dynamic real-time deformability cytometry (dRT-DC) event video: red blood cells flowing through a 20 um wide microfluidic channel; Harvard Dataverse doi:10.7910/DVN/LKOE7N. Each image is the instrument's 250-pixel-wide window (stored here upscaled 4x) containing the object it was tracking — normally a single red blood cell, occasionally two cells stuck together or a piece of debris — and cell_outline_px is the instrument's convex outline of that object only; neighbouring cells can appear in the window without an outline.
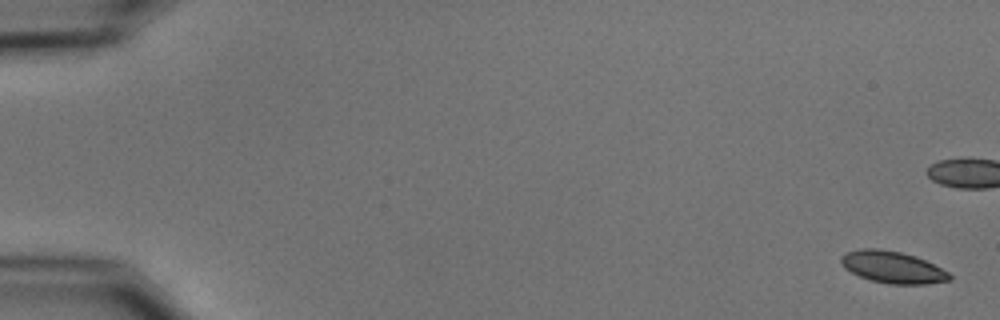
{"species": "common noctule bat (a hibernating species)", "species_latin": "Nyctalus noctula", "temperature_condition": "cold", "stored_images_in_passage": 8, "camera_frame_rate_fps": 3000, "um_per_image_px": 0.085, "animal": {"sex": "male", "body_mass_g": 15.6}, "frame": {"image": 1, "passage_image": 1, "time_ms": 0.0, "image_size_px": [1000, 320], "cell_outline_px": [[952, 280], [928, 284], [888, 284], [872, 280], [860, 276], [844, 268], [840, 260], [840, 256], [844, 252], [860, 248], [880, 248], [900, 252], [916, 256], [948, 272], [952, 276]], "centroid_in_image_um": [75.85, 22.7], "position_along_channel_um": 9.2, "area_um2": 20.23}}
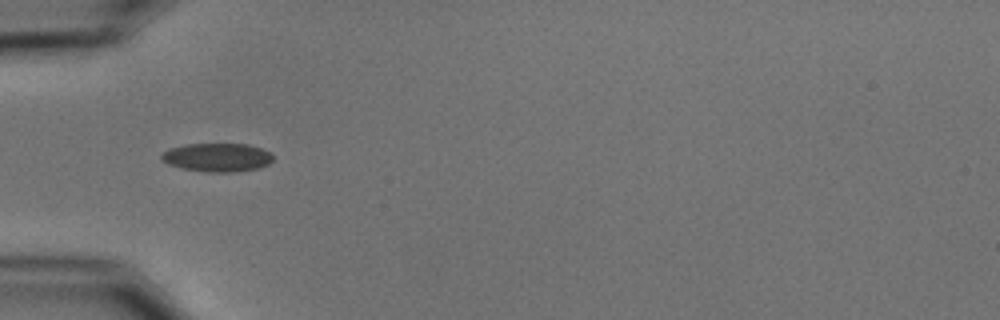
{"frame": {"image": 2, "passage_image": 6, "time_ms": 6.667, "image_size_px": [1000, 320], "cell_outline_px": [[272, 160], [268, 164], [260, 168], [232, 172], [204, 172], [180, 168], [168, 164], [160, 160], [160, 156], [168, 148], [184, 144], [248, 144], [272, 152]], "centroid_in_image_um": [18.43, 13.38], "position_along_channel_um": 66.6, "area_um2": 18.79}}